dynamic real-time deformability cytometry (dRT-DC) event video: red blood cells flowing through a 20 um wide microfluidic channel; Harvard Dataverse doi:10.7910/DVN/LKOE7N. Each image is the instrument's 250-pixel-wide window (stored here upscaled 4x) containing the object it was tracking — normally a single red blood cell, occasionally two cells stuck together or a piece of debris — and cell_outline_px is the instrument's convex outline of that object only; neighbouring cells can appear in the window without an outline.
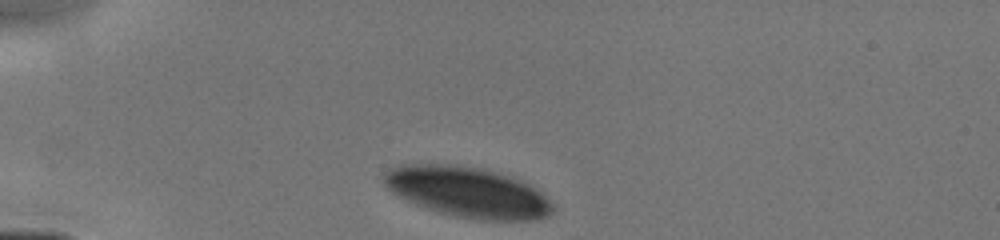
{"species": "human", "species_latin": "Homo sapiens", "temperature_condition": "cold", "stored_images_in_passage": 30, "camera_frame_rate_fps": 3000, "um_per_image_px": 0.085, "donor": {"sex": "male"}, "frame": {"image": 1, "passage_image": 1, "time_ms": 0.0, "image_size_px": [1000, 240], "cell_outline_px": [[552, 212], [548, 216], [536, 220], [476, 220], [436, 212], [416, 204], [392, 192], [384, 184], [380, 176], [384, 172], [400, 164], [456, 164], [496, 172], [512, 176], [528, 184], [540, 192], [552, 204]], "centroid_in_image_um": [39.71, 16.33], "position_along_channel_um": 45.3, "area_um2": 49.59}}
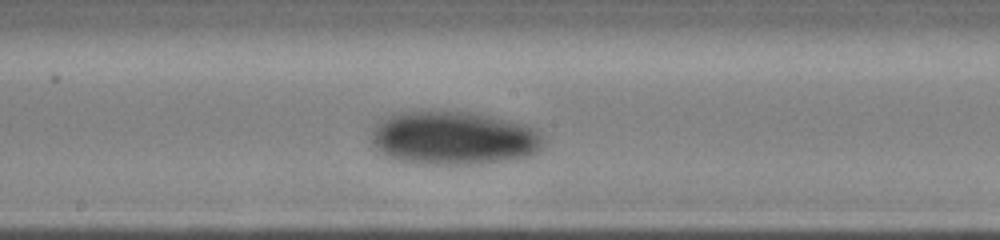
{"frame": {"image": 2, "passage_image": 16, "time_ms": 4.667, "image_size_px": [1000, 240], "cell_outline_px": [[548, 140], [536, 152], [528, 156], [508, 160], [480, 164], [404, 164], [392, 160], [380, 152], [372, 144], [372, 128], [376, 120], [380, 116], [396, 112], [420, 108], [432, 108], [468, 112], [528, 124], [536, 128]], "centroid_in_image_um": [38.47, 11.7], "position_along_channel_um": 209.7, "area_um2": 56.07}}
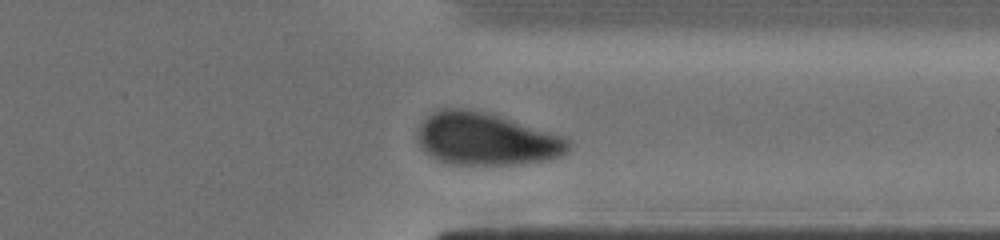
{"frame": {"image": 3, "passage_image": 27, "time_ms": 8.333, "image_size_px": [1000, 240], "cell_outline_px": [[572, 148], [564, 156], [556, 160], [524, 164], [444, 164], [436, 160], [420, 148], [416, 140], [416, 132], [420, 124], [432, 112], [440, 108], [468, 108], [484, 112], [564, 136], [572, 140]], "centroid_in_image_um": [41.35, 11.84], "position_along_channel_um": 370.1, "area_um2": 46.99}}